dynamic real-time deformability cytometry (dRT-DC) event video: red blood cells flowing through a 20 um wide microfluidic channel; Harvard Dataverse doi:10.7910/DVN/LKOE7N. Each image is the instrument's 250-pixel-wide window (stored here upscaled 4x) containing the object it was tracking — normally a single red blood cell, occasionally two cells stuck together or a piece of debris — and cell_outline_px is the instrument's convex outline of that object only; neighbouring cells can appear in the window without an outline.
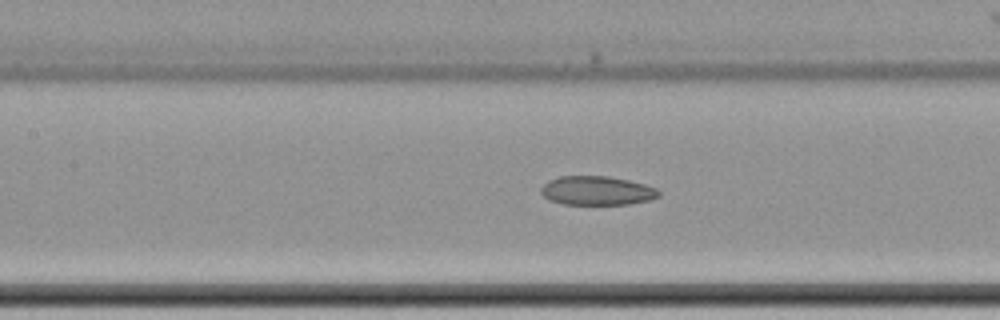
{"species": "common noctule bat (a hibernating species)", "species_latin": "Nyctalus noctula", "temperature_condition": "cold", "stored_images_in_passage": 21, "camera_frame_rate_fps": 3000, "um_per_image_px": 0.085, "animal": {"sex": "female", "body_mass_g": 22.7, "forearm_length_mm": 54.2}, "frame": {"image": 1, "passage_image": 12, "time_ms": 3.667, "image_size_px": [1000, 320], "cell_outline_px": [[660, 196], [648, 200], [628, 204], [564, 204], [548, 200], [540, 192], [540, 188], [548, 180], [560, 176], [608, 176], [628, 180], [644, 184], [656, 188], [660, 192]], "centroid_in_image_um": [50.71, 16.2], "position_along_channel_um": 156.7, "area_um2": 19.88}}